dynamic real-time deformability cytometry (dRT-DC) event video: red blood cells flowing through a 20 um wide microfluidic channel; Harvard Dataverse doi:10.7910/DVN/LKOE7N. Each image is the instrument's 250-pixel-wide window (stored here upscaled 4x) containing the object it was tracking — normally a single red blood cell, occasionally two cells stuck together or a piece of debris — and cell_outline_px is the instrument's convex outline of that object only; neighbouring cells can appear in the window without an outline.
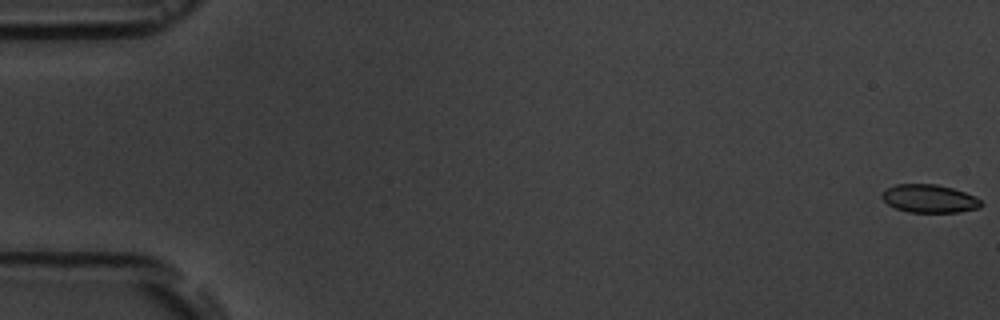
{"species": "common noctule bat (a hibernating species)", "species_latin": "Nyctalus noctula", "temperature_condition": "room temperature", "stored_images_in_passage": 6, "camera_frame_rate_fps": 3000, "um_per_image_px": 0.085, "animal": {"sex": "male", "body_mass_g": 19.5, "forearm_length_mm": 54.6}, "frame": {"image": 1, "passage_image": 1, "time_ms": 0.0, "image_size_px": [1000, 320], "cell_outline_px": [[984, 204], [980, 208], [960, 212], [908, 212], [896, 208], [888, 204], [880, 196], [888, 188], [896, 184], [936, 184], [952, 188], [976, 196]], "centroid_in_image_um": [79.03, 16.89], "position_along_channel_um": 6.0, "area_um2": 16.24}}
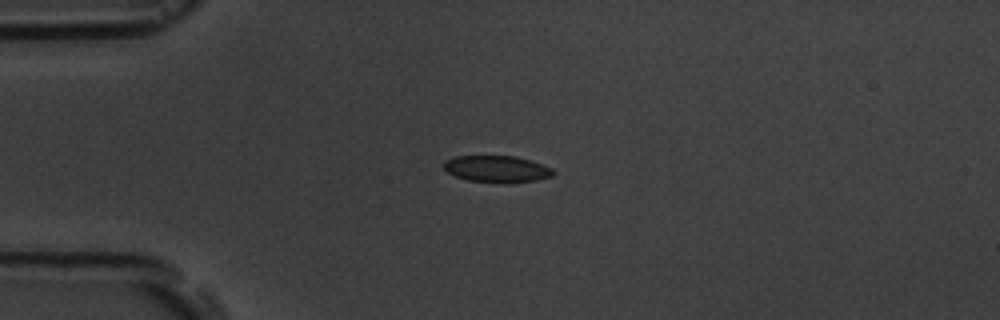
{"frame": {"image": 2, "passage_image": 5, "time_ms": 4.667, "image_size_px": [1000, 320], "cell_outline_px": [[556, 172], [552, 176], [536, 180], [508, 184], [504, 184], [468, 180], [456, 176], [440, 168], [440, 164], [444, 160], [456, 156], [516, 156], [552, 168]], "centroid_in_image_um": [42.18, 14.37], "position_along_channel_um": 42.8, "area_um2": 17.34}}